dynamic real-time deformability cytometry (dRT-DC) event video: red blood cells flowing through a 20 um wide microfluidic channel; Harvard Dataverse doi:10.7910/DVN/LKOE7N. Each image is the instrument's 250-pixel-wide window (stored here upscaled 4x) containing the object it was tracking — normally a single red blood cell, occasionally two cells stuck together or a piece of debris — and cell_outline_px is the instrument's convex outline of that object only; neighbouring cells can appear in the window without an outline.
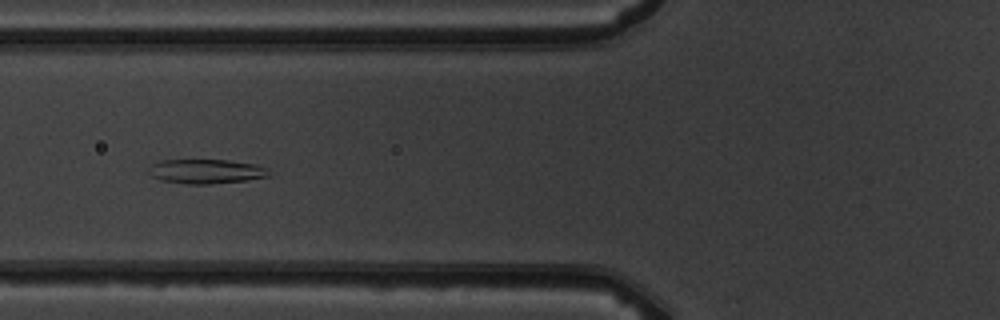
{"species": "common noctule bat (a hibernating species)", "species_latin": "Nyctalus noctula", "temperature_condition": "warm", "stored_images_in_passage": 8, "camera_frame_rate_fps": 3000, "um_per_image_px": 0.085, "animal": {"sex": "male", "body_mass_g": 19.5, "forearm_length_mm": 54.6}, "frame": {"image": 1, "passage_image": 7, "time_ms": 6.667, "image_size_px": [1000, 320], "cell_outline_px": [[272, 176], [248, 180], [212, 184], [188, 184], [160, 180], [152, 176], [148, 172], [148, 168], [152, 164], [160, 160], [228, 160], [256, 164], [264, 168]], "centroid_in_image_um": [17.5, 14.57], "position_along_channel_um": 108.3, "area_um2": 17.17}}
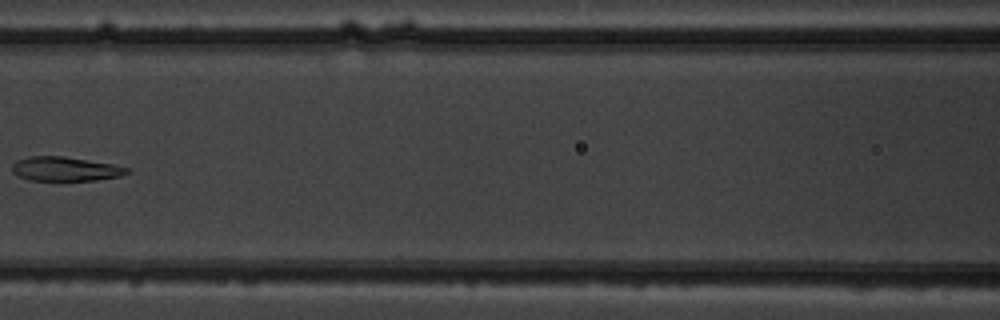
{"frame": {"image": 2, "passage_image": 8, "time_ms": 8.0, "image_size_px": [1000, 320], "cell_outline_px": [[132, 172], [120, 176], [96, 180], [28, 180], [16, 176], [12, 172], [12, 164], [16, 160], [28, 156], [64, 156], [112, 164], [128, 168]], "centroid_in_image_um": [5.51, 14.36], "position_along_channel_um": 161.1, "area_um2": 16.3}}